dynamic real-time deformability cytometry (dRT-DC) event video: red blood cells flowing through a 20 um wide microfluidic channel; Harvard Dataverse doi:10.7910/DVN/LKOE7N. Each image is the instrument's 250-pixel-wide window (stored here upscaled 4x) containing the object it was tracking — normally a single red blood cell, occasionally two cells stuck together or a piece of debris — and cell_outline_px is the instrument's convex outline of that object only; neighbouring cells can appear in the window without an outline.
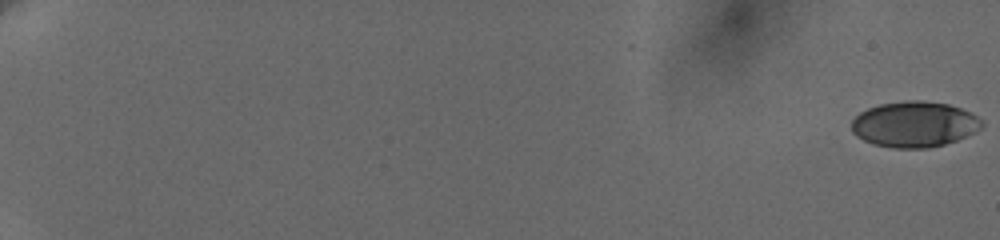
{"species": "human", "species_latin": "Homo sapiens", "temperature_condition": "cold", "stored_images_in_passage": 26, "camera_frame_rate_fps": 3000, "um_per_image_px": 0.085, "donor": {"sex": "female"}, "frame": {"image": 1, "passage_image": 1, "time_ms": 0.0, "image_size_px": [1000, 240], "cell_outline_px": [[984, 124], [976, 132], [956, 140], [944, 144], [928, 148], [892, 148], [872, 144], [856, 136], [852, 132], [852, 120], [860, 112], [868, 108], [880, 104], [912, 100], [916, 100], [948, 104], [960, 108], [984, 120]], "centroid_in_image_um": [77.71, 10.57], "position_along_channel_um": 7.3, "area_um2": 34.62}}
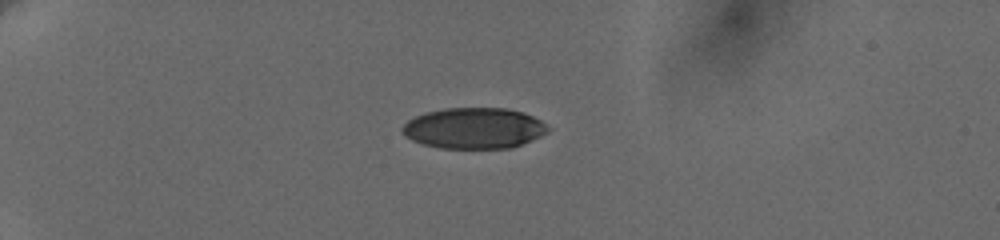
{"frame": {"image": 2, "passage_image": 19, "time_ms": 6.0, "image_size_px": [1000, 240], "cell_outline_px": [[548, 128], [540, 136], [532, 140], [512, 148], [440, 148], [424, 144], [412, 140], [404, 136], [400, 132], [400, 128], [408, 120], [416, 116], [428, 112], [448, 108], [504, 108], [520, 112], [532, 116], [540, 120]], "centroid_in_image_um": [40.24, 10.9], "position_along_channel_um": 44.8, "area_um2": 34.39}}
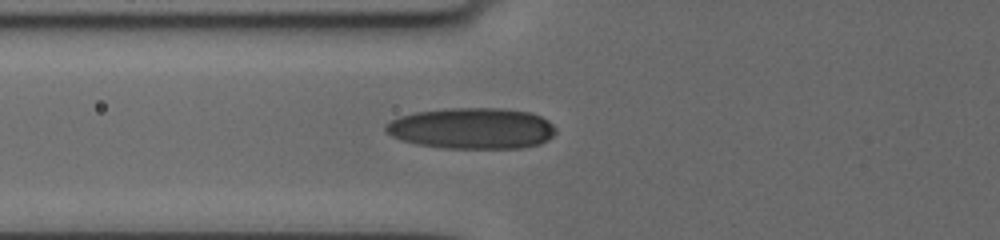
{"frame": {"image": 3, "passage_image": 26, "time_ms": 8.667, "image_size_px": [1000, 240], "cell_outline_px": [[556, 132], [548, 140], [540, 144], [524, 148], [440, 148], [416, 144], [392, 136], [384, 128], [384, 124], [400, 116], [416, 112], [448, 108], [500, 108], [532, 112], [548, 120], [556, 128]], "centroid_in_image_um": [40.15, 10.91], "position_along_channel_um": 85.7, "area_um2": 40.92}}